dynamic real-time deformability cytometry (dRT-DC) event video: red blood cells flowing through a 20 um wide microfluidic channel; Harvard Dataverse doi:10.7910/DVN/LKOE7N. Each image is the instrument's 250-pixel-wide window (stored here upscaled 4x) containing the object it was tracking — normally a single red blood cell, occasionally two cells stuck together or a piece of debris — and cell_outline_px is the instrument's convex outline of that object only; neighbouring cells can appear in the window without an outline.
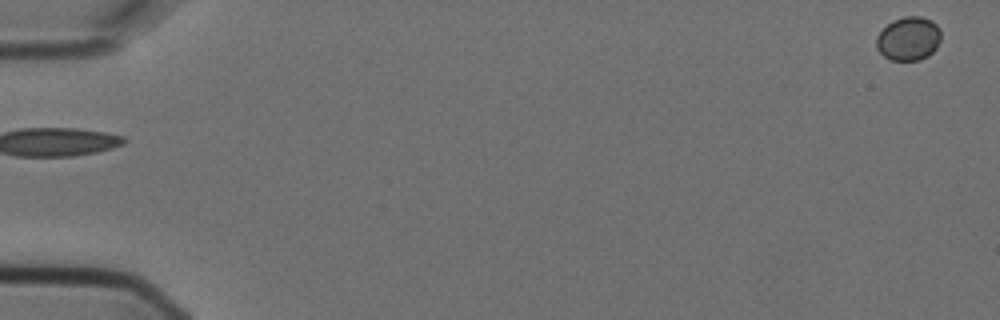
{"species": "Egyptian fruit bat (a non-hibernating species)", "species_latin": "Rousettus aegyptiacus", "temperature_condition": "cold", "stored_images_in_passage": 2, "segment_of_instrument_passage": [2, 2], "camera_frame_rate_fps": 3000, "um_per_image_px": 0.085, "animal": {"sex": "female"}, "frame": {"image": 1, "passage_image": 2, "time_ms": 0.333, "image_size_px": [1000, 320], "cell_outline_px": [[940, 40], [936, 48], [928, 56], [920, 60], [892, 60], [884, 56], [876, 48], [876, 36], [892, 20], [904, 16], [920, 16], [932, 20], [940, 28]], "centroid_in_image_um": [77.23, 3.28], "position_along_channel_um": 7.8, "area_um2": 16.53}}